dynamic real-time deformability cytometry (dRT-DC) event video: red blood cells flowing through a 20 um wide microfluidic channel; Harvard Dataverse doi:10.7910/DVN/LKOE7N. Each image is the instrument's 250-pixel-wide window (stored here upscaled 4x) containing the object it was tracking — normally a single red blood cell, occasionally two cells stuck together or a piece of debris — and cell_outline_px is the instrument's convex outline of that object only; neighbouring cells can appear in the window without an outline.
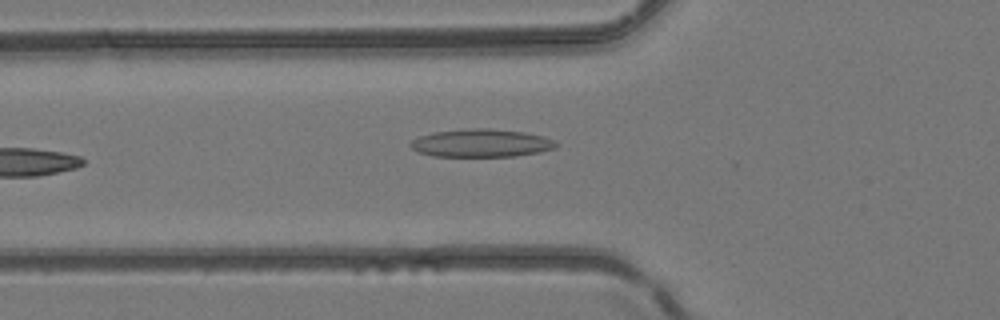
{"species": "common noctule bat (a hibernating species)", "species_latin": "Nyctalus noctula", "temperature_condition": "room temperature", "stored_images_in_passage": 6, "camera_frame_rate_fps": 3000, "um_per_image_px": 0.085, "animal": {"sex": "female", "body_mass_g": 24.6, "forearm_length_mm": 56.2}, "frame": {"image": 1, "passage_image": 6, "time_ms": 1.667, "image_size_px": [1000, 320], "cell_outline_px": [[560, 144], [556, 148], [540, 152], [516, 156], [432, 156], [416, 152], [408, 144], [412, 140], [420, 136], [432, 132], [468, 128], [488, 128], [524, 132], [544, 136]], "centroid_in_image_um": [40.9, 12.16], "position_along_channel_um": 84.9, "area_um2": 23.93}}